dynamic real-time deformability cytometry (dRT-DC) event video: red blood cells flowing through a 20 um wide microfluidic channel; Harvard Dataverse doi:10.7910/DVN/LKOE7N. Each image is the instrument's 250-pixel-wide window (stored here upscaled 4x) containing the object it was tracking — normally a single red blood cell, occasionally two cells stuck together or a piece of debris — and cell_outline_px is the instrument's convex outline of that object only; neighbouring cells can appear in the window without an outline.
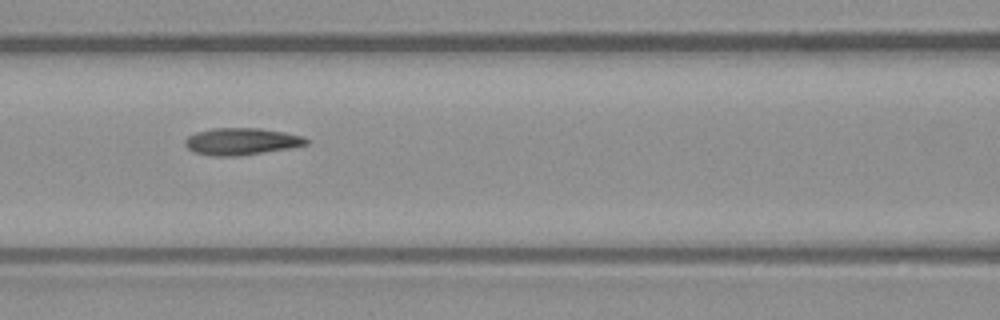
{"species": "common noctule bat (a hibernating species)", "species_latin": "Nyctalus noctula", "temperature_condition": "warm", "stored_images_in_passage": 7, "camera_frame_rate_fps": 3000, "um_per_image_px": 0.085, "animal": {"sex": "male", "body_mass_g": 23.1, "forearm_length_mm": 52.7}, "frame": {"image": 1, "passage_image": 6, "time_ms": 1.667, "image_size_px": [1000, 320], "cell_outline_px": [[308, 144], [292, 148], [236, 156], [212, 156], [192, 152], [184, 144], [184, 140], [188, 136], [196, 132], [212, 128], [260, 128], [284, 132], [304, 136], [308, 140]], "centroid_in_image_um": [20.51, 12.02], "position_along_channel_um": 146.1, "area_um2": 19.19}}
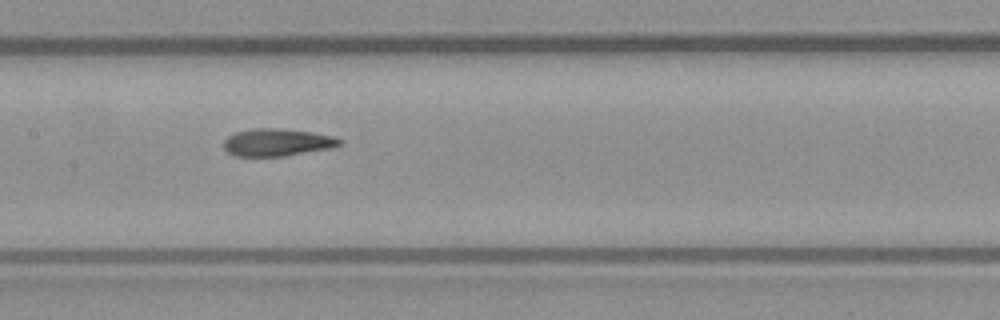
{"frame": {"image": 2, "passage_image": 7, "time_ms": 2.0, "image_size_px": [1000, 320], "cell_outline_px": [[344, 144], [332, 148], [284, 156], [236, 156], [228, 152], [224, 148], [224, 140], [228, 136], [236, 132], [252, 128], [276, 128], [312, 132], [332, 136], [344, 140]], "centroid_in_image_um": [23.59, 12.1], "position_along_channel_um": 183.8, "area_um2": 18.61}}